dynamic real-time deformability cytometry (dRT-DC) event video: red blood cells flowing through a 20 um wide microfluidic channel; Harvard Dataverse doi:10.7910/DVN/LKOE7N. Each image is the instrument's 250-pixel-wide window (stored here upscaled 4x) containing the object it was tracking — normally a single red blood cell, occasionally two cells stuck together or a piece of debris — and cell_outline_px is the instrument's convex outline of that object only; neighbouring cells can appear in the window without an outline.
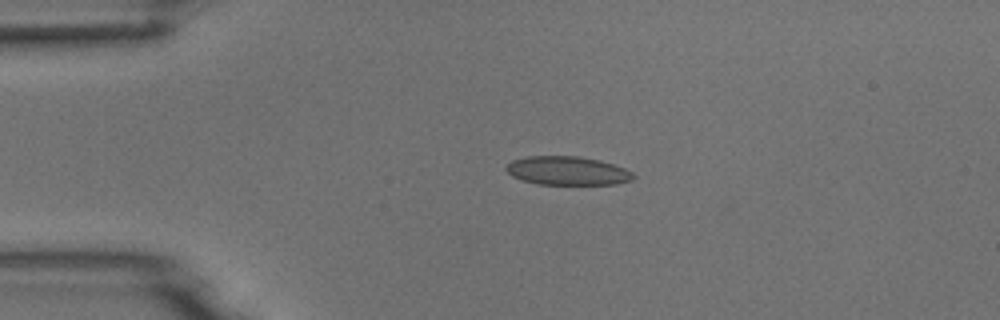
{"species": "common noctule bat (a hibernating species)", "species_latin": "Nyctalus noctula", "temperature_condition": "room temperature", "stored_images_in_passage": 2, "camera_frame_rate_fps": 3000, "um_per_image_px": 0.085, "animal": {"sex": "male", "body_mass_g": 18.8}, "frame": {"image": 1, "passage_image": 1, "time_ms": 0.0, "image_size_px": [1000, 320], "cell_outline_px": [[636, 176], [632, 180], [616, 184], [536, 184], [512, 176], [504, 168], [512, 160], [528, 156], [580, 156], [600, 160], [624, 168], [632, 172]], "centroid_in_image_um": [48.24, 14.51], "position_along_channel_um": 36.8, "area_um2": 21.21}}